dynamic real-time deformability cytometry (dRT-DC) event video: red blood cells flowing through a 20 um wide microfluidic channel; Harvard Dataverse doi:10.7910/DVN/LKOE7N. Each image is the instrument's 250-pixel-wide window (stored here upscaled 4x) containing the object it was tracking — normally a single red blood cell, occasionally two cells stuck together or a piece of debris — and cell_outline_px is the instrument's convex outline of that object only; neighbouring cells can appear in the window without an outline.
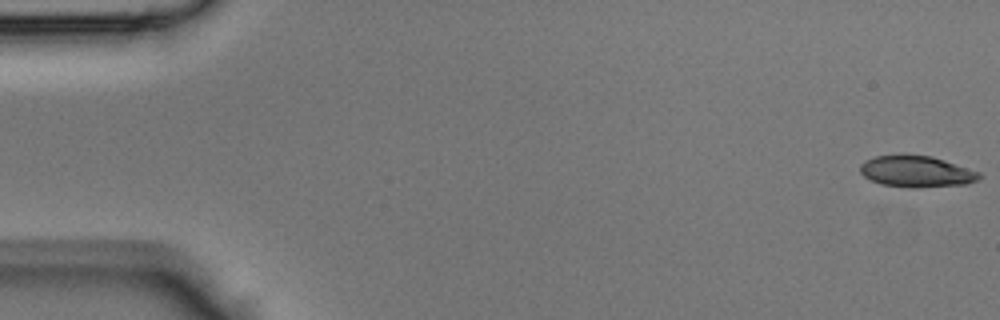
{"species": "Egyptian fruit bat (a non-hibernating species)", "species_latin": "Rousettus aegyptiacus", "temperature_condition": "room temperature", "stored_images_in_passage": 44, "camera_frame_rate_fps": 3000, "um_per_image_px": 0.085, "animal": {"sex": "male"}, "frame": {"image": 1, "passage_image": 1, "time_ms": 0.0, "image_size_px": [1000, 320], "cell_outline_px": [[980, 180], [964, 184], [916, 188], [908, 188], [880, 184], [864, 176], [860, 172], [860, 164], [864, 160], [876, 156], [904, 152], [932, 156], [980, 172]], "centroid_in_image_um": [77.86, 14.55], "position_along_channel_um": 7.1, "area_um2": 22.31}}
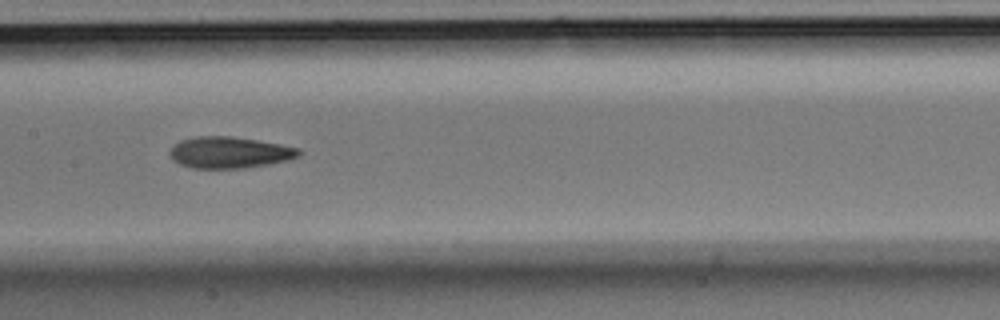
{"frame": {"image": 2, "passage_image": 22, "time_ms": 7.0, "image_size_px": [1000, 320], "cell_outline_px": [[304, 152], [300, 156], [288, 160], [268, 164], [244, 168], [192, 168], [180, 164], [172, 160], [172, 148], [180, 140], [196, 136], [232, 136], [280, 144], [300, 148]], "centroid_in_image_um": [19.57, 12.96], "position_along_channel_um": 187.8, "area_um2": 23.58}}
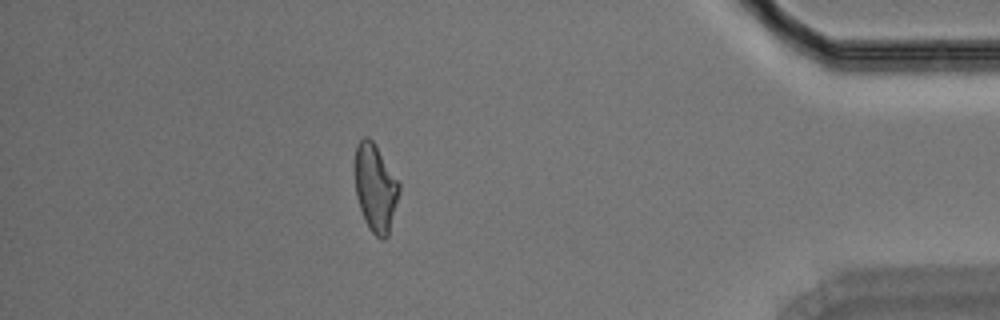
{"frame": {"image": 3, "passage_image": 39, "time_ms": 12.667, "image_size_px": [1000, 320], "cell_outline_px": [[400, 188], [388, 236], [384, 240], [380, 240], [368, 228], [364, 220], [356, 196], [356, 144], [364, 136], [368, 136], [372, 140], [400, 184]], "centroid_in_image_um": [31.91, 16.0], "position_along_channel_um": 403.3, "area_um2": 22.2}}